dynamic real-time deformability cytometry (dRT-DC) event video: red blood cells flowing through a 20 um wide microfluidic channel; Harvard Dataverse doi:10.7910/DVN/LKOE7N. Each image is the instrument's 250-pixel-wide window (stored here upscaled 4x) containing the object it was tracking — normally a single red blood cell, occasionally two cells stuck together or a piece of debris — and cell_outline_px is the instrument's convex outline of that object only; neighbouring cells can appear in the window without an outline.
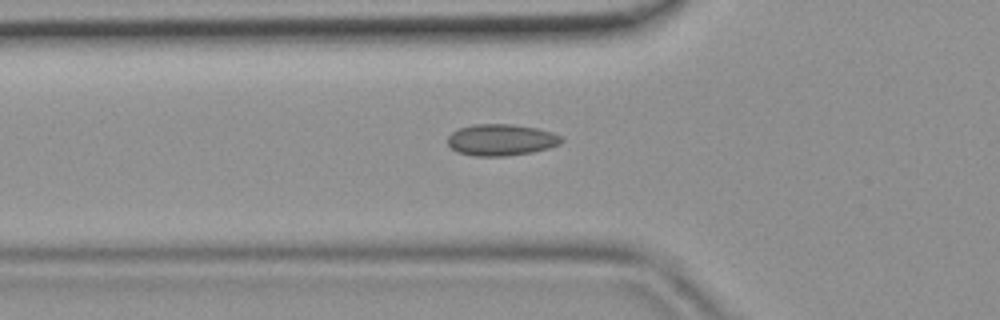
{"species": "common noctule bat (a hibernating species)", "species_latin": "Nyctalus noctula", "temperature_condition": "room temperature", "stored_images_in_passage": 43, "camera_frame_rate_fps": 3000, "um_per_image_px": 0.085, "animal": {"sex": "female", "body_mass_g": 19.9}, "frame": {"image": 1, "passage_image": 14, "time_ms": 4.333, "image_size_px": [1000, 320], "cell_outline_px": [[564, 140], [560, 144], [548, 148], [532, 152], [508, 156], [476, 156], [456, 152], [448, 144], [448, 136], [452, 132], [460, 128], [472, 124], [512, 124], [536, 128], [552, 132], [560, 136]], "centroid_in_image_um": [42.59, 11.89], "position_along_channel_um": 83.2, "area_um2": 20.92}}
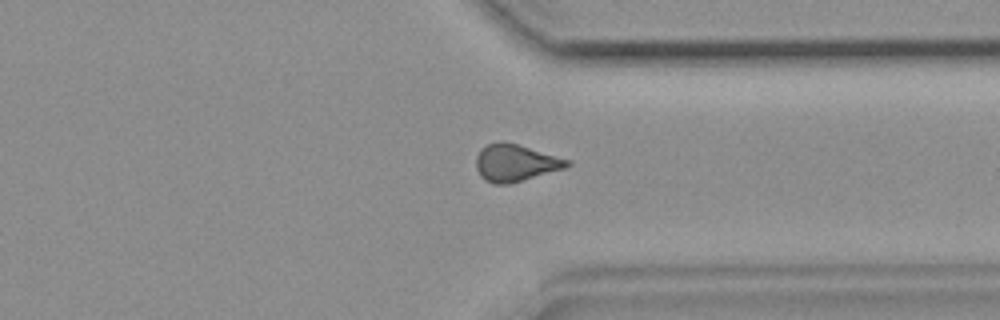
{"frame": {"image": 2, "passage_image": 33, "time_ms": 10.667, "image_size_px": [1000, 320], "cell_outline_px": [[572, 164], [564, 168], [508, 184], [492, 184], [484, 180], [480, 176], [476, 168], [476, 156], [480, 148], [488, 144], [500, 140], [516, 144], [572, 160]], "centroid_in_image_um": [43.78, 13.84], "position_along_channel_um": 367.6, "area_um2": 19.65}}
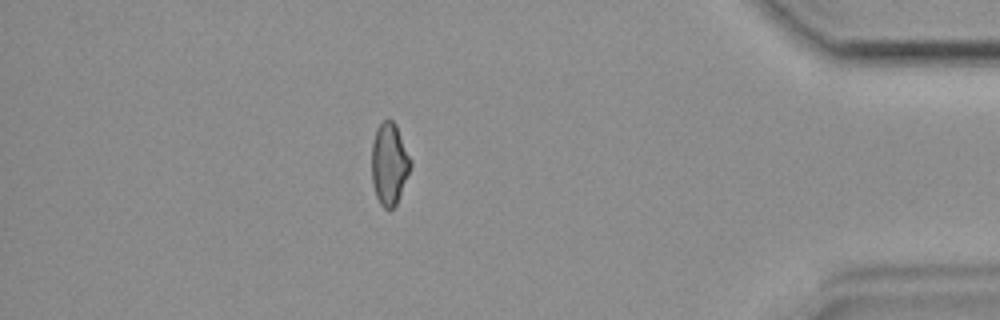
{"frame": {"image": 3, "passage_image": 38, "time_ms": 12.333, "image_size_px": [1000, 320], "cell_outline_px": [[412, 164], [396, 204], [388, 212], [380, 204], [376, 196], [372, 184], [372, 144], [376, 128], [384, 120], [392, 120], [396, 124], [412, 160]], "centroid_in_image_um": [33.09, 13.93], "position_along_channel_um": 402.1, "area_um2": 18.61}}